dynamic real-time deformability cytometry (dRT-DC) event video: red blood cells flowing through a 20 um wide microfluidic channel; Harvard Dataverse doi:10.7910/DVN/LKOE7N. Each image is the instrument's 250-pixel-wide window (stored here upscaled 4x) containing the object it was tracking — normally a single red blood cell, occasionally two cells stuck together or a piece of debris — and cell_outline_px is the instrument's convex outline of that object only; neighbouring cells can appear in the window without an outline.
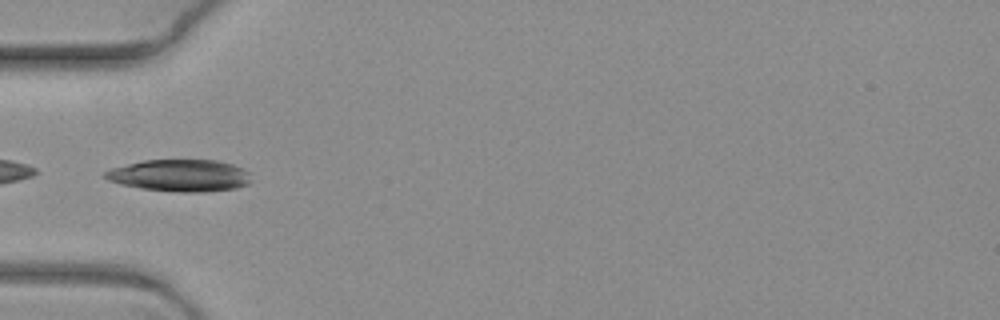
{"species": "common noctule bat (a hibernating species)", "species_latin": "Nyctalus noctula", "temperature_condition": "warm", "stored_images_in_passage": 7, "camera_frame_rate_fps": 3000, "um_per_image_px": 0.085, "animal": {"sex": "female", "body_mass_g": 19.3, "forearm_length_mm": 54.1}, "frame": {"image": 1, "passage_image": 6, "time_ms": 1.667, "image_size_px": [1000, 320], "cell_outline_px": [[248, 184], [236, 188], [204, 192], [184, 192], [140, 188], [120, 184], [108, 180], [104, 176], [104, 172], [112, 168], [144, 160], [216, 160], [232, 164], [248, 172]], "centroid_in_image_um": [15.26, 14.91], "position_along_channel_um": 69.7, "area_um2": 26.88}}